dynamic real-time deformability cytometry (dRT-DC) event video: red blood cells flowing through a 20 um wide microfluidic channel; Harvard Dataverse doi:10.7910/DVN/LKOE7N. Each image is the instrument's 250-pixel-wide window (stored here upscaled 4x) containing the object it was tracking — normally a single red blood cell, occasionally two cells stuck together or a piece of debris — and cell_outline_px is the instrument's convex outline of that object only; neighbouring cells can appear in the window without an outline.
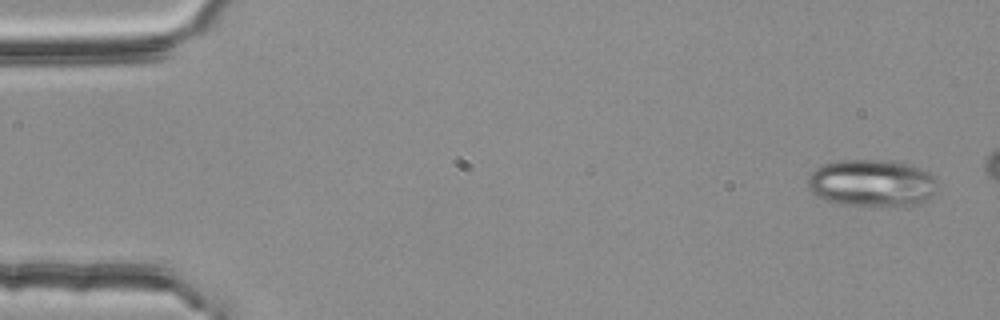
{"species": "common noctule bat (a hibernating species)", "species_latin": "Nyctalus noctula", "temperature_condition": "room temperature", "stored_images_in_passage": 4, "camera_frame_rate_fps": 3000, "um_per_image_px": 0.085, "animal": {"sex": "female", "body_mass_g": 25.1}, "frame": {"image": 1, "passage_image": 1, "time_ms": 0.0, "image_size_px": [1000, 320], "cell_outline_px": [[936, 188], [932, 196], [928, 200], [908, 208], [840, 204], [816, 196], [808, 188], [808, 176], [816, 168], [824, 164], [840, 160], [892, 160], [912, 164], [928, 172], [936, 180]], "centroid_in_image_um": [74.15, 15.58], "position_along_channel_um": 10.8, "area_um2": 36.36}}